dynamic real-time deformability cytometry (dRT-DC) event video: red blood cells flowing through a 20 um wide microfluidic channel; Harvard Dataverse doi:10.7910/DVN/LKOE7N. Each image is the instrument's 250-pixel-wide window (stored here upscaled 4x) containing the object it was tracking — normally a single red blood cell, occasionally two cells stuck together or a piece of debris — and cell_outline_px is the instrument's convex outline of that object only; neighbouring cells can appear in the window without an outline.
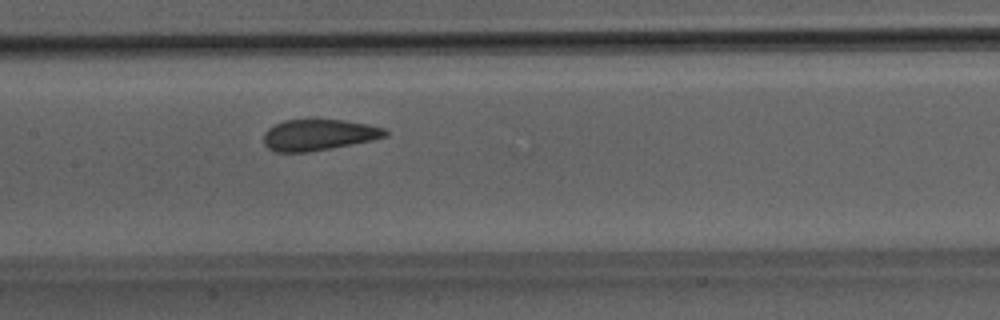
{"species": "Egyptian fruit bat (a non-hibernating species)", "species_latin": "Rousettus aegyptiacus", "temperature_condition": "room temperature", "stored_images_in_passage": 35, "camera_frame_rate_fps": 3000, "um_per_image_px": 0.085, "animal": {"sex": "male"}, "frame": {"image": 1, "passage_image": 11, "time_ms": 3.333, "image_size_px": [1000, 320], "cell_outline_px": [[388, 136], [372, 140], [332, 148], [308, 152], [272, 152], [264, 144], [264, 132], [268, 128], [284, 120], [344, 120], [368, 124], [384, 128], [388, 132]], "centroid_in_image_um": [27.08, 11.47], "position_along_channel_um": 180.3, "area_um2": 22.08}}
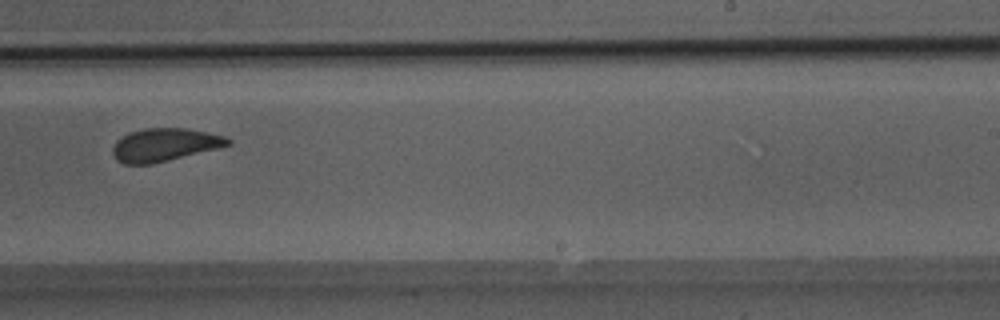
{"frame": {"image": 2, "passage_image": 18, "time_ms": 5.667, "image_size_px": [1000, 320], "cell_outline_px": [[232, 144], [152, 164], [124, 164], [116, 160], [112, 152], [112, 148], [116, 140], [128, 132], [144, 128], [188, 128], [208, 132], [224, 136], [232, 140]], "centroid_in_image_um": [13.95, 12.29], "position_along_channel_um": 275.0, "area_um2": 22.14}}
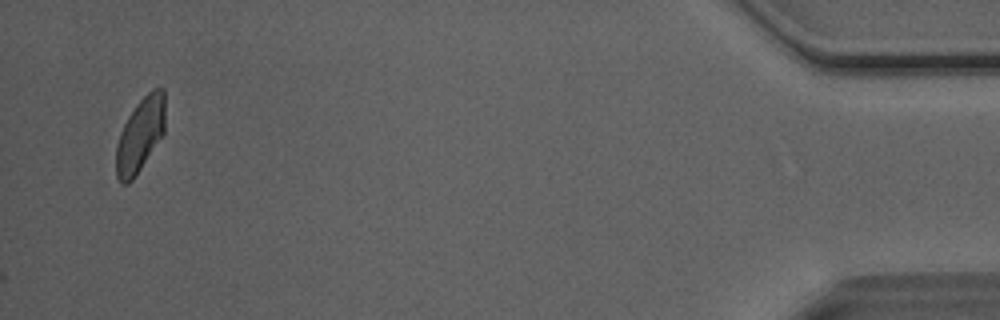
{"frame": {"image": 3, "passage_image": 35, "time_ms": 11.333, "image_size_px": [1000, 320], "cell_outline_px": [[164, 132], [132, 180], [128, 184], [120, 184], [116, 176], [116, 144], [120, 132], [128, 116], [136, 104], [152, 88], [164, 88]], "centroid_in_image_um": [11.89, 11.46], "position_along_channel_um": 423.3, "area_um2": 20.92}, "authors_computed_cell_mechanics": {"area_um2": 22.4264, "velocity_mm_per_s": 4.0784, "shape_relaxation_time_tau1_ms": 4.1178, "shape_relaxation_time_tau2_ms": 0.5891, "deformation_change_tau1": 0.1065, "deformation_change_tau2": 0.0705}}